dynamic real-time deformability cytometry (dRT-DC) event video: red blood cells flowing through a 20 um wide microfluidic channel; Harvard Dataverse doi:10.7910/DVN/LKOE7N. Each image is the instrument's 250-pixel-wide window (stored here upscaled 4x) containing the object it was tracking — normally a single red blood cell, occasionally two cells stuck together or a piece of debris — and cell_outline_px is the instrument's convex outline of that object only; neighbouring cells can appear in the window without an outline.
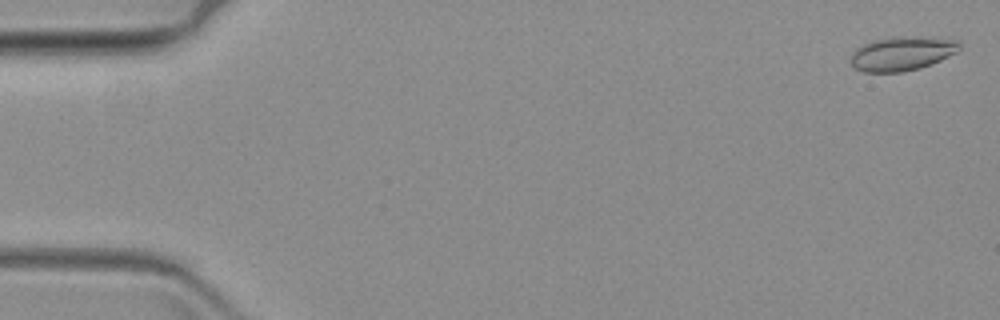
{"species": "common noctule bat (a hibernating species)", "species_latin": "Nyctalus noctula", "temperature_condition": "warm", "stored_images_in_passage": 64, "camera_frame_rate_fps": 3000, "um_per_image_px": 0.085, "animal": {"sex": "female", "body_mass_g": 19.3, "forearm_length_mm": 54.1}, "frame": {"image": 1, "passage_image": 2, "time_ms": 0.333, "image_size_px": [1000, 320], "cell_outline_px": [[960, 48], [956, 52], [932, 64], [920, 68], [900, 72], [864, 72], [856, 68], [852, 64], [852, 52], [856, 48], [872, 40], [888, 36], [916, 36], [960, 40]], "centroid_in_image_um": [76.68, 4.53], "position_along_channel_um": 8.3, "area_um2": 21.73}}
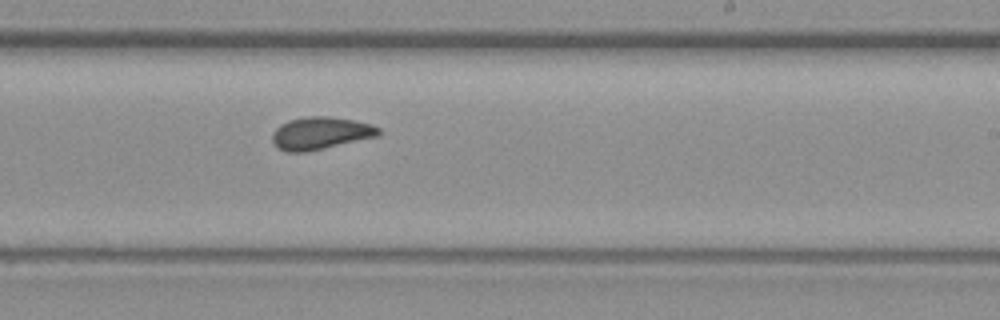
{"frame": {"image": 2, "passage_image": 39, "time_ms": 12.667, "image_size_px": [1000, 320], "cell_outline_px": [[380, 136], [308, 152], [284, 152], [276, 148], [272, 140], [272, 132], [280, 124], [288, 120], [308, 116], [328, 116], [352, 120], [372, 124], [380, 128]], "centroid_in_image_um": [27.23, 11.33], "position_along_channel_um": 261.8, "area_um2": 20.46}}
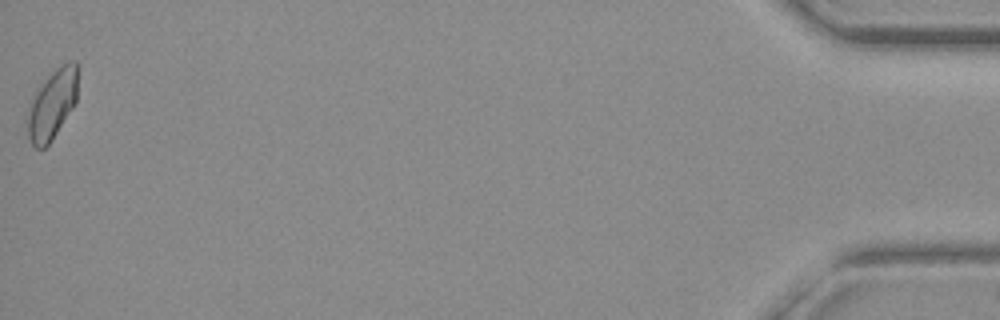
{"frame": {"image": 3, "passage_image": 64, "time_ms": 21.0, "image_size_px": [1000, 320], "cell_outline_px": [[80, 68], [76, 100], [72, 108], [52, 140], [44, 148], [36, 148], [32, 144], [28, 136], [28, 112], [36, 88], [56, 68], [68, 60], [76, 60]], "centroid_in_image_um": [4.49, 8.79], "position_along_channel_um": 430.7, "area_um2": 20.58}}